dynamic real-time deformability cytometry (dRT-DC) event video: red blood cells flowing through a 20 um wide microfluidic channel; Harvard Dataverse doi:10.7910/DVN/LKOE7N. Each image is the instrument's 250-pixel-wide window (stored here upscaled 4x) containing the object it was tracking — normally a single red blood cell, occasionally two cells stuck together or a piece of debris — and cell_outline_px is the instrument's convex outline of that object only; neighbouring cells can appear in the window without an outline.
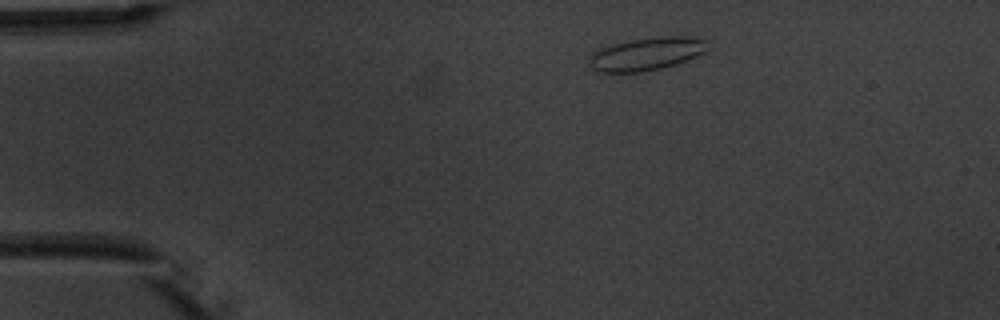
{"species": "common noctule bat (a hibernating species)", "species_latin": "Nyctalus noctula", "temperature_condition": "warm", "stored_images_in_passage": 7, "camera_frame_rate_fps": 3000, "um_per_image_px": 0.085, "animal": {"sex": "male", "body_mass_g": 20.1, "forearm_length_mm": 53.5}, "frame": {"image": 1, "passage_image": 1, "time_ms": 0.0, "image_size_px": [1000, 320], "cell_outline_px": [[708, 48], [704, 52], [696, 56], [676, 64], [660, 68], [640, 72], [596, 72], [588, 64], [588, 60], [596, 52], [604, 48], [616, 44], [632, 40], [656, 36], [688, 36], [708, 40]], "centroid_in_image_um": [55.0, 4.58], "position_along_channel_um": 30.0, "area_um2": 22.43}}
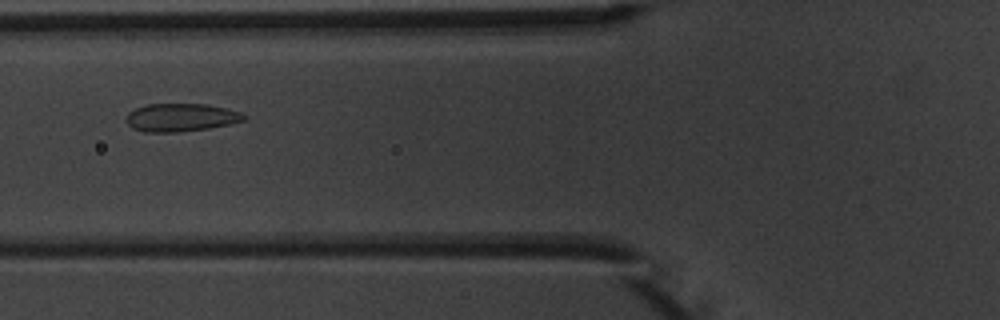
{"frame": {"image": 2, "passage_image": 4, "time_ms": 3.667, "image_size_px": [1000, 320], "cell_outline_px": [[248, 116], [244, 120], [232, 124], [208, 128], [176, 132], [144, 132], [132, 128], [124, 120], [128, 112], [136, 108], [148, 104], [208, 104], [240, 112]], "centroid_in_image_um": [15.36, 9.99], "position_along_channel_um": 110.4, "area_um2": 19.31}}
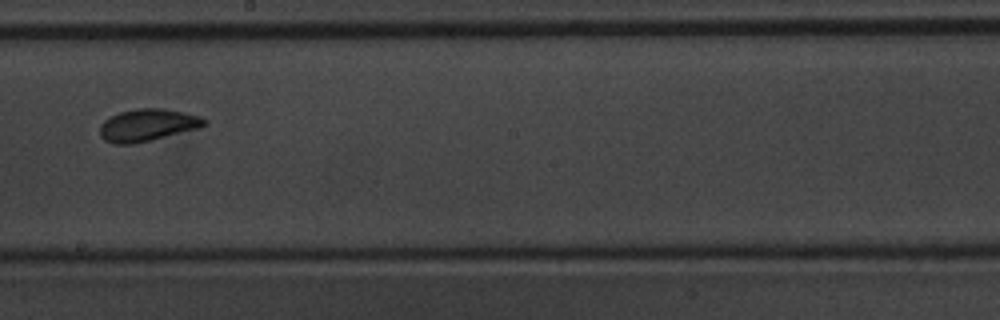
{"frame": {"image": 3, "passage_image": 7, "time_ms": 7.0, "image_size_px": [1000, 320], "cell_outline_px": [[208, 124], [200, 128], [152, 140], [132, 144], [116, 144], [104, 140], [100, 136], [100, 124], [108, 116], [120, 112], [136, 108], [164, 108], [184, 112], [200, 116], [208, 120]], "centroid_in_image_um": [12.55, 10.62], "position_along_channel_um": 235.6, "area_um2": 19.94}}